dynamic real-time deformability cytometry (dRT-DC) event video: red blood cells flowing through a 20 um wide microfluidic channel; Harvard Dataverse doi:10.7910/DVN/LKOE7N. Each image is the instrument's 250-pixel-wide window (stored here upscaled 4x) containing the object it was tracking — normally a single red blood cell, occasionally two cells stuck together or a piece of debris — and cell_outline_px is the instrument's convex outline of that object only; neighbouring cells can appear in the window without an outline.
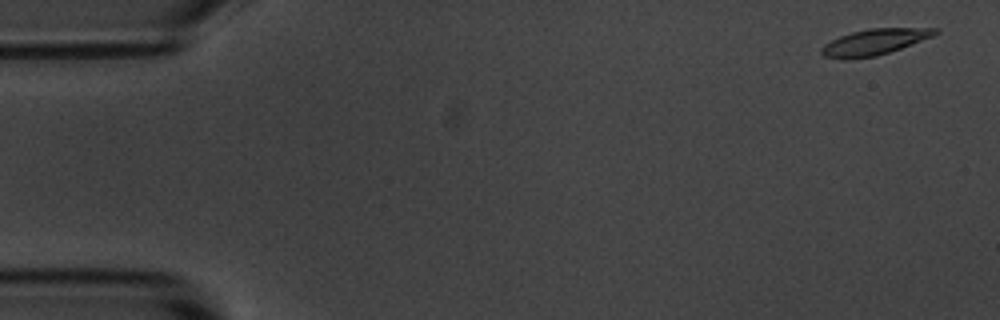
{"species": "common noctule bat (a hibernating species)", "species_latin": "Nyctalus noctula", "temperature_condition": "room temperature", "stored_images_in_passage": 5, "camera_frame_rate_fps": 3000, "um_per_image_px": 0.085, "animal": {"sex": "male", "body_mass_g": 20.1, "forearm_length_mm": 53.5}, "frame": {"image": 1, "passage_image": 1, "time_ms": 0.0, "image_size_px": [1000, 320], "cell_outline_px": [[940, 32], [932, 36], [900, 48], [876, 56], [844, 60], [840, 60], [824, 56], [820, 52], [820, 48], [824, 44], [840, 36], [852, 32], [872, 28], [940, 28]], "centroid_in_image_um": [74.28, 3.58], "position_along_channel_um": 10.7, "area_um2": 17.11}}
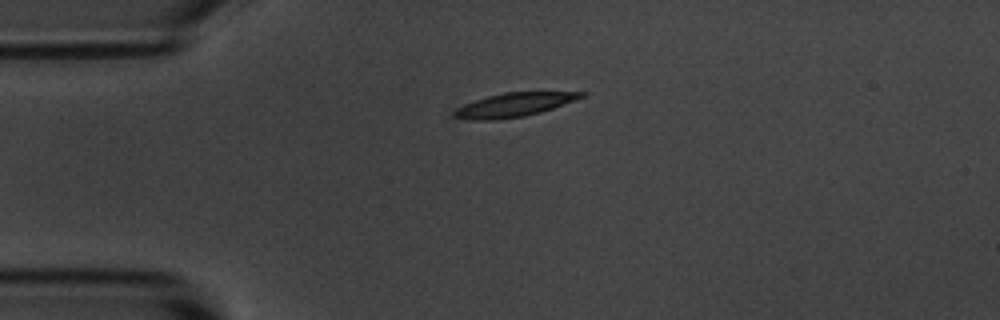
{"frame": {"image": 2, "passage_image": 4, "time_ms": 3.667, "image_size_px": [1000, 320], "cell_outline_px": [[588, 96], [540, 112], [524, 116], [496, 120], [472, 120], [456, 116], [452, 112], [456, 108], [464, 104], [488, 96], [504, 92], [588, 92]], "centroid_in_image_um": [43.74, 8.9], "position_along_channel_um": 41.3, "area_um2": 17.51}}
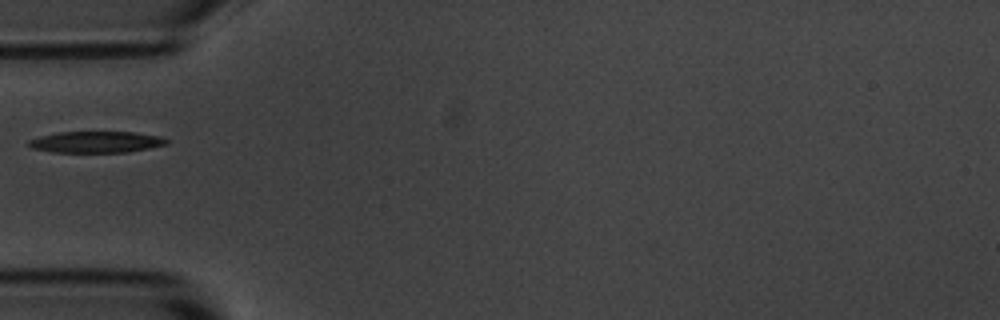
{"frame": {"image": 3, "passage_image": 5, "time_ms": 5.333, "image_size_px": [1000, 320], "cell_outline_px": [[168, 144], [128, 152], [52, 152], [32, 148], [28, 144], [28, 140], [40, 136], [60, 132], [136, 132], [160, 136], [168, 140]], "centroid_in_image_um": [8.18, 12.07], "position_along_channel_um": 76.8, "area_um2": 17.11}}